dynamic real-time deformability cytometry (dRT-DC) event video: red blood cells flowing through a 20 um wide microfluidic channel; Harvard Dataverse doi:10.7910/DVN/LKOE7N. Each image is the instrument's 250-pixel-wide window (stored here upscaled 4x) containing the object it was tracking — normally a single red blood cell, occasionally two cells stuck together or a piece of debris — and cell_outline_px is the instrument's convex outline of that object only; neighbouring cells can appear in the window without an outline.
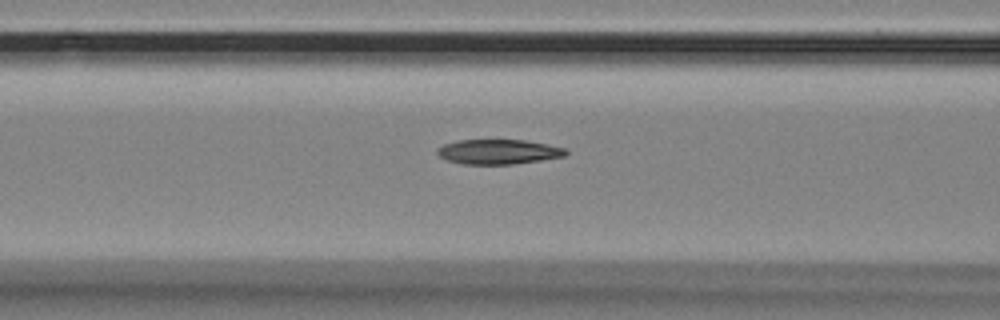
{"species": "Egyptian fruit bat (a non-hibernating species)", "species_latin": "Rousettus aegyptiacus", "temperature_condition": "room temperature", "stored_images_in_passage": 35, "camera_frame_rate_fps": 3000, "um_per_image_px": 0.085, "animal": {"sex": "female"}, "frame": {"image": 1, "passage_image": 6, "time_ms": 1.667, "image_size_px": [1000, 320], "cell_outline_px": [[568, 152], [564, 156], [540, 160], [512, 164], [464, 164], [448, 160], [440, 156], [436, 152], [436, 148], [444, 144], [460, 140], [524, 140], [564, 148]], "centroid_in_image_um": [42.32, 12.9], "position_along_channel_um": 124.3, "area_um2": 18.26}}
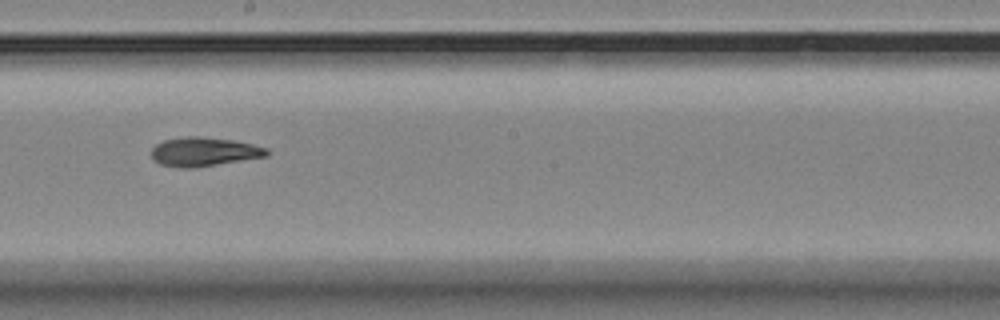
{"frame": {"image": 2, "passage_image": 15, "time_ms": 4.667, "image_size_px": [1000, 320], "cell_outline_px": [[268, 156], [192, 168], [180, 168], [160, 164], [152, 156], [152, 148], [156, 144], [164, 140], [184, 136], [200, 136], [232, 140], [252, 144], [268, 148]], "centroid_in_image_um": [17.34, 12.89], "position_along_channel_um": 230.9, "area_um2": 19.36}}
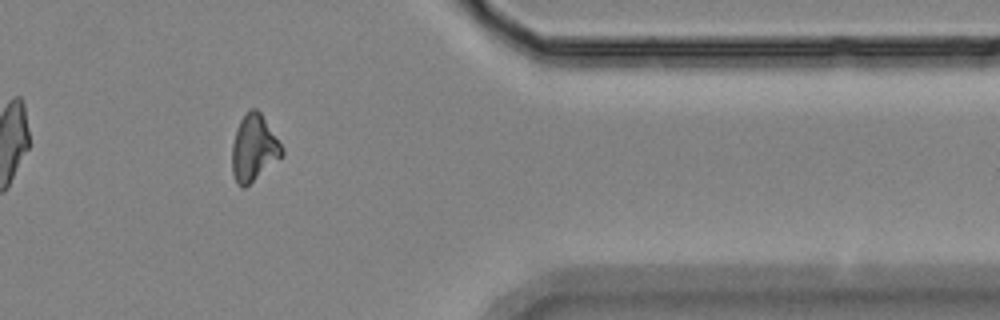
{"frame": {"image": 3, "passage_image": 30, "time_ms": 9.667, "image_size_px": [1000, 320], "cell_outline_px": [[284, 156], [244, 188], [236, 184], [232, 172], [232, 144], [236, 128], [240, 120], [248, 108], [256, 108], [260, 112], [284, 148]], "centroid_in_image_um": [21.58, 12.59], "position_along_channel_um": 389.8, "area_um2": 19.54}}